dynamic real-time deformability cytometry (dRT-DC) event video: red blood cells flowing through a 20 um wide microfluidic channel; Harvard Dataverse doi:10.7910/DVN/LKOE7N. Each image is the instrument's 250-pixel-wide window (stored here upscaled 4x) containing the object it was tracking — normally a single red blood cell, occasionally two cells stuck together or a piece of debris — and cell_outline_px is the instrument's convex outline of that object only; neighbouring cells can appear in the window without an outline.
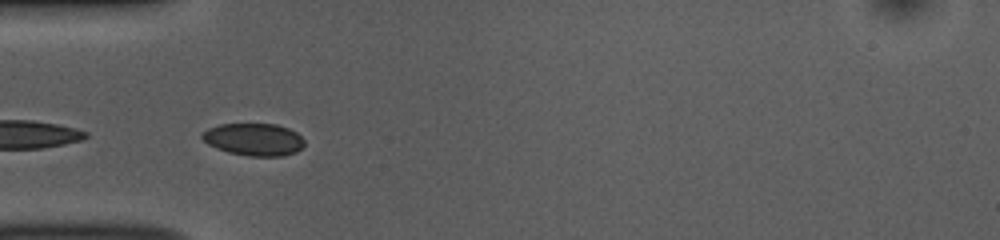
{"species": "common noctule bat (a hibernating species)", "species_latin": "Nyctalus noctula", "temperature_condition": "room temperature", "stored_images_in_passage": 15, "camera_frame_rate_fps": 3000, "um_per_image_px": 0.085, "animal": {"sex": "female", "body_mass_g": 10.0, "forearm_length_mm": 53.1}, "frame": {"image": 1, "passage_image": 1, "time_ms": 0.0, "image_size_px": [1000, 240], "cell_outline_px": [[304, 144], [296, 152], [284, 156], [248, 156], [228, 152], [216, 148], [208, 144], [200, 136], [208, 128], [220, 124], [276, 124], [288, 128], [296, 132], [304, 140]], "centroid_in_image_um": [21.58, 11.85], "position_along_channel_um": 63.4, "area_um2": 19.25}}